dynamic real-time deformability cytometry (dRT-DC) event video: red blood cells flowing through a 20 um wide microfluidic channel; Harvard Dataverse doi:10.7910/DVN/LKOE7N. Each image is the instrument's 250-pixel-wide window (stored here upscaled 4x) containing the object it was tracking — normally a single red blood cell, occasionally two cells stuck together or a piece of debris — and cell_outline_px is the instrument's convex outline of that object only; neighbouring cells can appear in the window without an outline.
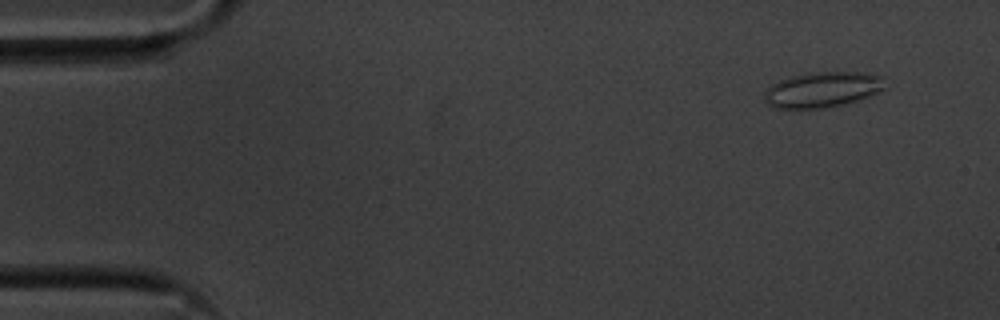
{"species": "common noctule bat (a hibernating species)", "species_latin": "Nyctalus noctula", "temperature_condition": "cold", "stored_images_in_passage": 56, "camera_frame_rate_fps": 3000, "um_per_image_px": 0.085, "animal": {"sex": "male", "body_mass_g": 20.1, "forearm_length_mm": 53.5}, "frame": {"image": 1, "passage_image": 5, "time_ms": 1.333, "image_size_px": [1000, 320], "cell_outline_px": [[888, 88], [868, 96], [844, 104], [820, 108], [776, 108], [768, 104], [764, 100], [764, 92], [772, 84], [780, 80], [808, 72], [860, 72], [884, 76]], "centroid_in_image_um": [69.95, 7.6], "position_along_channel_um": 15.0, "area_um2": 24.97}}
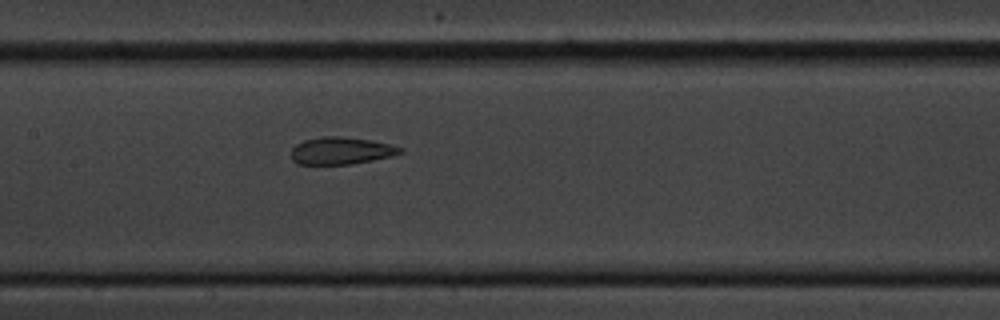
{"frame": {"image": 2, "passage_image": 27, "time_ms": 8.667, "image_size_px": [1000, 320], "cell_outline_px": [[404, 152], [392, 156], [352, 164], [296, 164], [292, 160], [292, 148], [296, 144], [304, 140], [320, 136], [344, 136], [372, 140], [392, 144], [404, 148]], "centroid_in_image_um": [29.03, 12.8], "position_along_channel_um": 178.4, "area_um2": 17.57}}
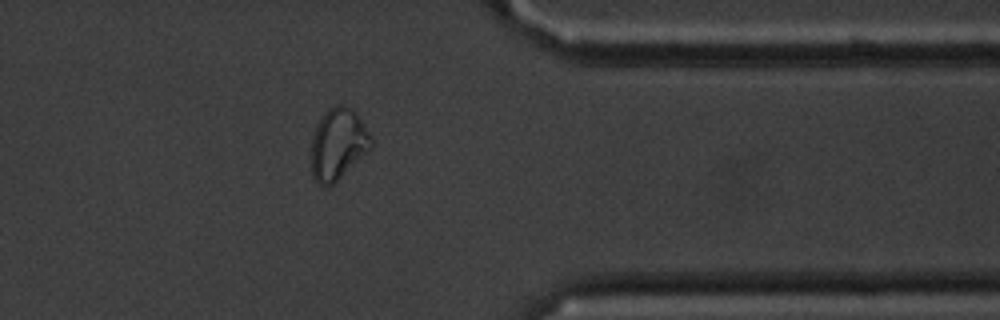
{"frame": {"image": 3, "passage_image": 45, "time_ms": 14.667, "image_size_px": [1000, 320], "cell_outline_px": [[372, 148], [332, 184], [324, 188], [312, 176], [312, 136], [316, 124], [336, 104], [344, 104], [356, 112], [372, 136]], "centroid_in_image_um": [28.75, 12.24], "position_along_channel_um": 382.6, "area_um2": 24.57}, "authors_computed_cell_mechanics": {"area_um2": 20.6057, "velocity_mm_per_s": 3.601, "shape_relaxation_time_tau1_ms": null, "shape_relaxation_time_tau2_ms": 1.6232, "deformation_change_tau1": null, "deformation_change_tau2": 0.0562}}